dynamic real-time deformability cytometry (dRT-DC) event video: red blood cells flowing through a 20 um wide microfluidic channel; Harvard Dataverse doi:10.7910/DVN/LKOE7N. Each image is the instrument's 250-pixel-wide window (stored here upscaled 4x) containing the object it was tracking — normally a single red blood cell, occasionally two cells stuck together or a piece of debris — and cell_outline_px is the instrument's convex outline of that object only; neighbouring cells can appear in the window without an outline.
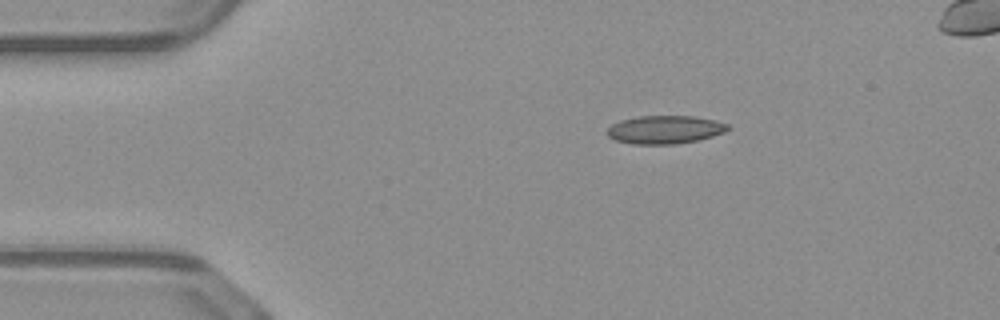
{"species": "common noctule bat (a hibernating species)", "species_latin": "Nyctalus noctula", "temperature_condition": "warm", "stored_images_in_passage": 42, "camera_frame_rate_fps": 3000, "um_per_image_px": 0.085, "animal": {"sex": "male", "body_mass_g": 23.1, "forearm_length_mm": 52.7}, "frame": {"image": 1, "passage_image": 1, "time_ms": 0.0, "image_size_px": [1000, 320], "cell_outline_px": [[732, 128], [724, 132], [712, 136], [696, 140], [676, 144], [632, 144], [616, 140], [608, 136], [608, 128], [612, 124], [620, 120], [640, 116], [692, 116], [712, 120], [728, 124]], "centroid_in_image_um": [56.51, 11.02], "position_along_channel_um": 28.5, "area_um2": 19.65}}
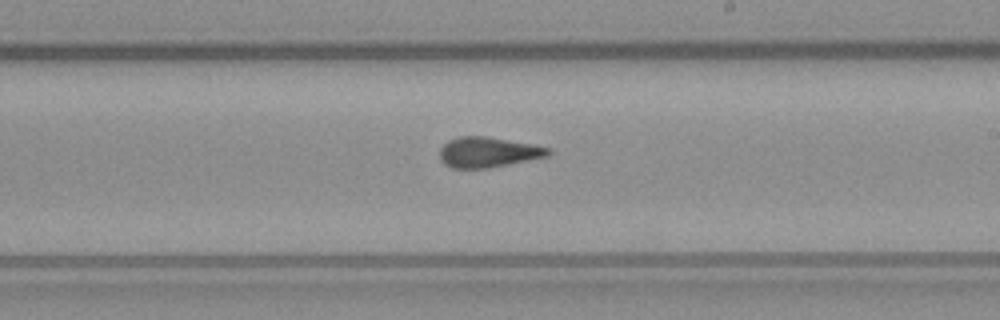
{"frame": {"image": 2, "passage_image": 21, "time_ms": 6.667, "image_size_px": [1000, 320], "cell_outline_px": [[552, 152], [548, 156], [488, 168], [452, 168], [444, 164], [440, 160], [440, 148], [448, 140], [460, 136], [488, 136], [532, 144], [552, 148]], "centroid_in_image_um": [41.49, 12.93], "position_along_channel_um": 247.5, "area_um2": 19.25}}
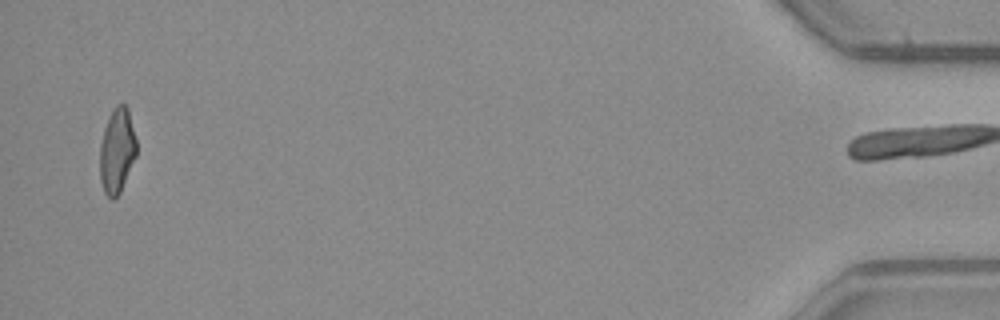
{"frame": {"image": 3, "passage_image": 41, "time_ms": 13.333, "image_size_px": [1000, 320], "cell_outline_px": [[136, 156], [120, 192], [112, 200], [104, 192], [100, 180], [100, 144], [104, 128], [108, 116], [112, 108], [116, 104], [124, 104], [128, 108], [136, 140]], "centroid_in_image_um": [9.93, 12.78], "position_along_channel_um": 425.3, "area_um2": 18.15}, "authors_computed_cell_mechanics": {"area_um2": 19.2763, "velocity_mm_per_s": 4.1012, "shape_relaxation_time_tau1_ms": 7.8575, "shape_relaxation_time_tau2_ms": 1.0304, "deformation_change_tau1": 0.2113, "deformation_change_tau2": 0.0822}}